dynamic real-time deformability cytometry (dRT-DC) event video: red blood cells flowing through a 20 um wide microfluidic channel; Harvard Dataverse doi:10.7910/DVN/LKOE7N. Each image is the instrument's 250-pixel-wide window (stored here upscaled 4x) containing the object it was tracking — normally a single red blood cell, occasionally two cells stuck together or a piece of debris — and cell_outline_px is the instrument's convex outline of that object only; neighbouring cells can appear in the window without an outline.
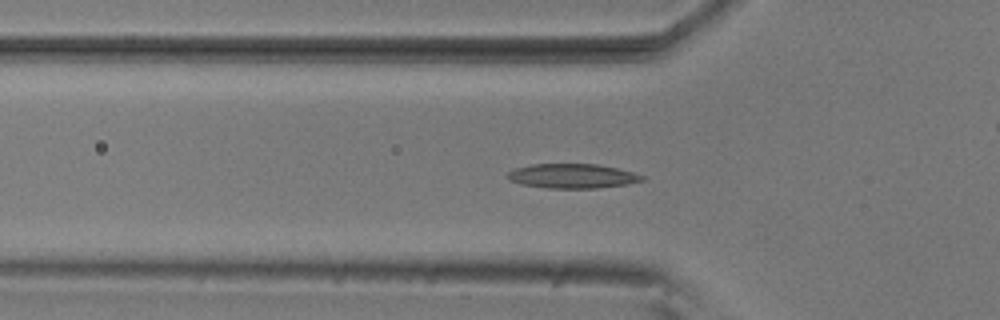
{"species": "common noctule bat (a hibernating species)", "species_latin": "Nyctalus noctula", "temperature_condition": "room temperature", "stored_images_in_passage": 54, "camera_frame_rate_fps": 3000, "um_per_image_px": 0.085, "animal": {"sex": "male", "body_mass_g": 20.5, "forearm_length_mm": 52.5}, "frame": {"image": 1, "passage_image": 17, "time_ms": 5.333, "image_size_px": [1000, 320], "cell_outline_px": [[644, 180], [624, 184], [596, 188], [548, 188], [524, 184], [508, 180], [504, 176], [512, 168], [532, 164], [596, 164], [616, 168], [632, 172], [644, 176]], "centroid_in_image_um": [48.57, 14.95], "position_along_channel_um": 77.2, "area_um2": 19.07}}
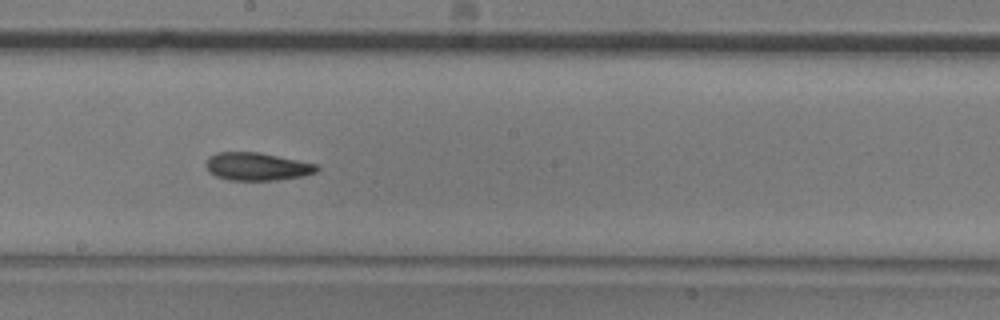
{"frame": {"image": 2, "passage_image": 29, "time_ms": 9.333, "image_size_px": [1000, 320], "cell_outline_px": [[320, 168], [316, 172], [304, 176], [276, 180], [228, 180], [216, 176], [208, 172], [204, 164], [208, 156], [216, 152], [260, 152], [320, 164]], "centroid_in_image_um": [21.85, 14.15], "position_along_channel_um": 226.3, "area_um2": 18.44}}
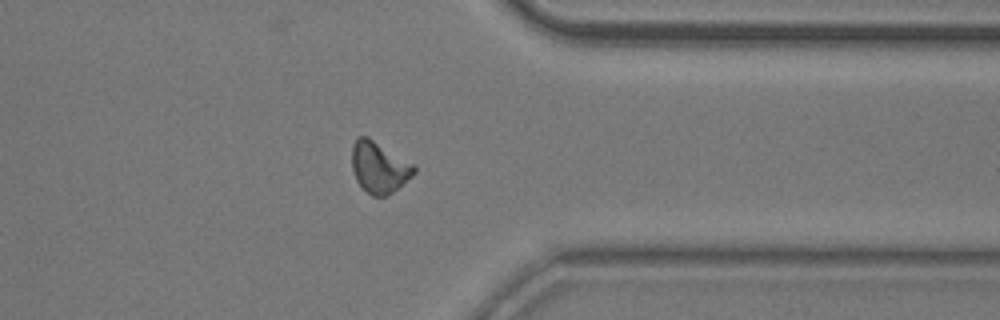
{"frame": {"image": 3, "passage_image": 42, "time_ms": 13.667, "image_size_px": [1000, 320], "cell_outline_px": [[416, 172], [412, 176], [388, 196], [372, 196], [356, 180], [352, 168], [352, 144], [356, 136], [368, 136], [416, 164]], "centroid_in_image_um": [32.24, 14.18], "position_along_channel_um": 379.2, "area_um2": 18.84}, "authors_computed_cell_mechanics": {"area_um2": 18.1781, "velocity_mm_per_s": 3.7056, "shape_relaxation_time_tau1_ms": 5.0115, "shape_relaxation_time_tau2_ms": 5.3651, "deformation_change_tau1": 0.1382, "deformation_change_tau2": 0.1392}}